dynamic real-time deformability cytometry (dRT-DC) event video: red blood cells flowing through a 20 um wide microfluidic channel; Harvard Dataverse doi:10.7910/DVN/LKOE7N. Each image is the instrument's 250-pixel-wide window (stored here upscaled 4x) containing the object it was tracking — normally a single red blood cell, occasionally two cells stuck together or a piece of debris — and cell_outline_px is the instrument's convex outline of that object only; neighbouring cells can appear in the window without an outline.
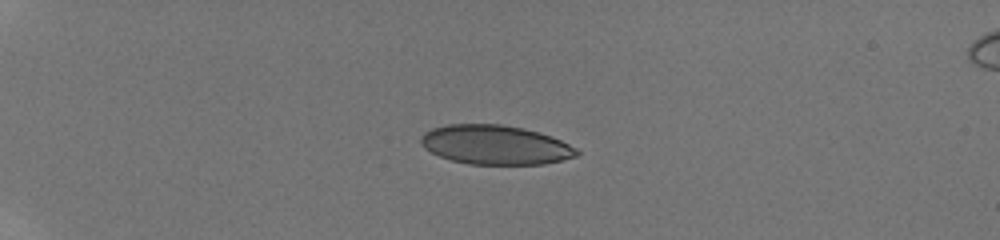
{"species": "human", "species_latin": "Homo sapiens", "temperature_condition": "room temperature", "stored_images_in_passage": 26, "camera_frame_rate_fps": 3000, "um_per_image_px": 0.085, "donor": {"sex": "male"}, "frame": {"image": 1, "passage_image": 1, "time_ms": 0.0, "image_size_px": [1000, 240], "cell_outline_px": [[580, 152], [576, 156], [544, 164], [468, 164], [452, 160], [440, 156], [424, 148], [420, 144], [420, 136], [424, 132], [432, 128], [448, 124], [500, 124], [524, 128], [552, 136], [576, 148]], "centroid_in_image_um": [42.07, 12.3], "position_along_channel_um": 42.9, "area_um2": 35.66}}
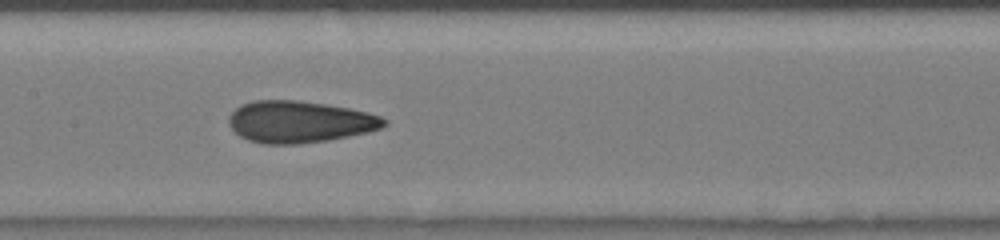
{"frame": {"image": 2, "passage_image": 11, "time_ms": 5.0, "image_size_px": [1000, 240], "cell_outline_px": [[388, 124], [380, 128], [368, 132], [328, 140], [296, 144], [264, 144], [248, 140], [240, 136], [228, 124], [228, 116], [236, 108], [244, 104], [256, 100], [300, 100], [348, 108], [368, 112], [380, 116], [388, 120]], "centroid_in_image_um": [25.47, 10.35], "position_along_channel_um": 181.9, "area_um2": 37.74}}
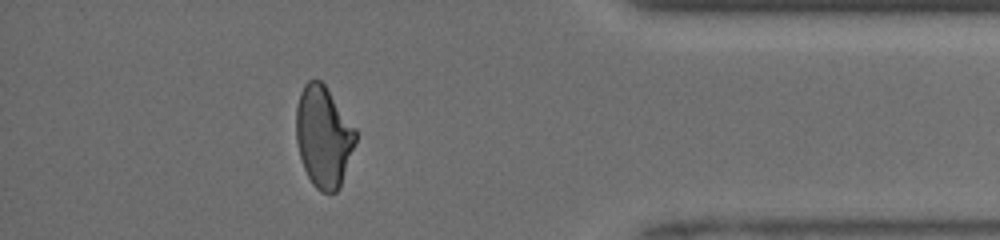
{"frame": {"image": 3, "passage_image": 23, "time_ms": 11.0, "image_size_px": [1000, 240], "cell_outline_px": [[356, 140], [340, 188], [336, 192], [320, 192], [312, 184], [304, 168], [300, 156], [296, 140], [296, 108], [300, 92], [304, 84], [308, 80], [320, 80], [324, 84], [356, 128]], "centroid_in_image_um": [27.49, 11.61], "position_along_channel_um": 407.7, "area_um2": 35.03}, "authors_computed_cell_mechanics": {"area_um2": 36.6452, "velocity_mm_per_s": 4.1389, "shape_relaxation_time_tau1_ms": null, "shape_relaxation_time_tau2_ms": 1.4776, "deformation_change_tau1": null, "deformation_change_tau2": 0.0765}}